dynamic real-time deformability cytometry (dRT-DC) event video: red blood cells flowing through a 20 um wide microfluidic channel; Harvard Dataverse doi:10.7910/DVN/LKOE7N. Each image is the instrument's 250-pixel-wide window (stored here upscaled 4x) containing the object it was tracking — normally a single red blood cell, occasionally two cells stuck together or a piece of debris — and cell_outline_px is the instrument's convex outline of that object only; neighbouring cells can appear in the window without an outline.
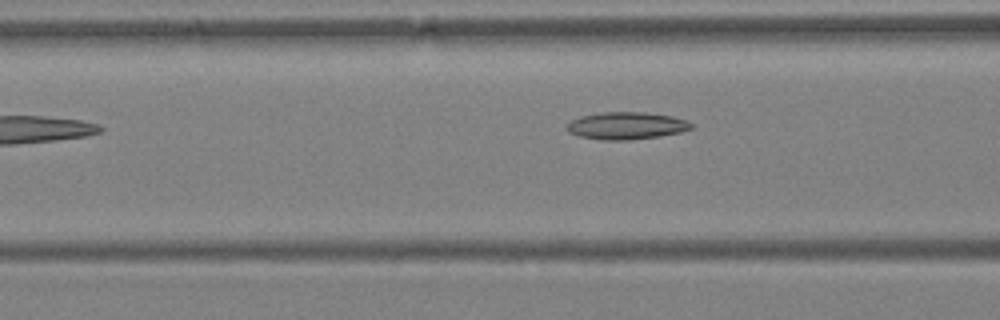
{"species": "Egyptian fruit bat (a non-hibernating species)", "species_latin": "Rousettus aegyptiacus", "temperature_condition": "warm", "stored_images_in_passage": 6, "camera_frame_rate_fps": 3000, "um_per_image_px": 0.085, "animal": {"sex": "female"}, "frame": {"image": 1, "passage_image": 5, "time_ms": 1.333, "image_size_px": [1000, 320], "cell_outline_px": [[692, 128], [680, 132], [660, 136], [628, 140], [600, 140], [576, 136], [568, 132], [564, 128], [572, 120], [580, 116], [600, 112], [644, 112], [672, 116], [684, 120], [692, 124]], "centroid_in_image_um": [53.17, 10.69], "position_along_channel_um": 113.4, "area_um2": 19.88}}